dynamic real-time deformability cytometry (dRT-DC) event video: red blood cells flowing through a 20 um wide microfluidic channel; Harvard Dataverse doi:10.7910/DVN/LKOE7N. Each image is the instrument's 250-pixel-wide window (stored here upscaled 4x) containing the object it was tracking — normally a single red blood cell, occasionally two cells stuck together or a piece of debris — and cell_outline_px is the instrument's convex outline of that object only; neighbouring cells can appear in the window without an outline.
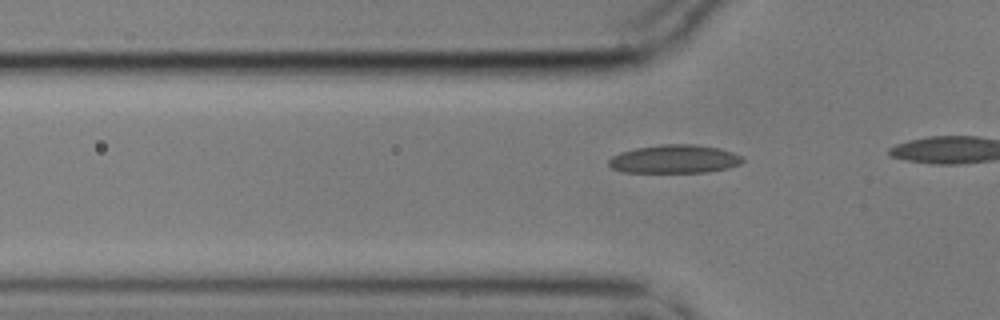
{"species": "common noctule bat (a hibernating species)", "species_latin": "Nyctalus noctula", "temperature_condition": "cold", "stored_images_in_passage": 8, "camera_frame_rate_fps": 3000, "um_per_image_px": 0.085, "animal": {"sex": "male", "body_mass_g": 17.9}, "frame": {"image": 1, "passage_image": 5, "time_ms": 1.333, "image_size_px": [1000, 320], "cell_outline_px": [[744, 160], [740, 164], [728, 168], [708, 172], [624, 172], [612, 168], [608, 164], [608, 160], [612, 156], [620, 152], [636, 148], [660, 144], [696, 144], [720, 148], [744, 156]], "centroid_in_image_um": [57.36, 13.51], "position_along_channel_um": 68.4, "area_um2": 22.31}}